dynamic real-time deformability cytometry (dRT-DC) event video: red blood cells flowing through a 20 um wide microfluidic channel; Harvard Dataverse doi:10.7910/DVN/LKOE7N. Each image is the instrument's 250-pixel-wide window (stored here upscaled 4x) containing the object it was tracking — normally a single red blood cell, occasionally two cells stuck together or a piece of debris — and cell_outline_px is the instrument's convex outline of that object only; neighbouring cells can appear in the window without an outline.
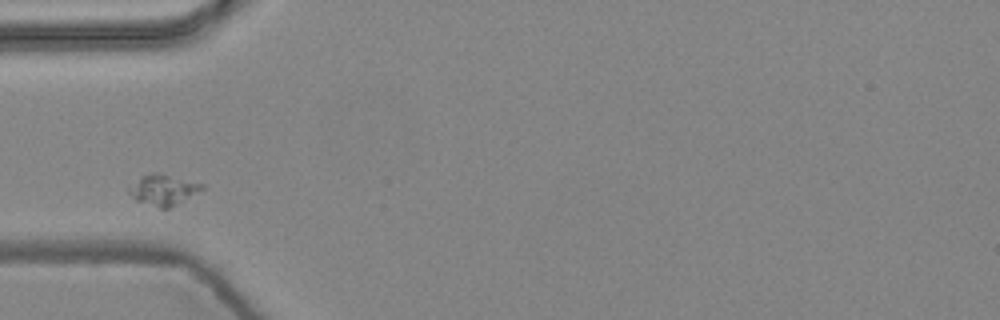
{"species": "common noctule bat (a hibernating species)", "species_latin": "Nyctalus noctula", "temperature_condition": "warm", "stored_images_in_passage": 6, "camera_frame_rate_fps": 3000, "um_per_image_px": 0.085, "animal": {"sex": "female", "body_mass_g": 24.6, "forearm_length_mm": 56.2}, "frame": {"image": 1, "passage_image": 1, "time_ms": 0.0, "image_size_px": [1000, 320], "cell_outline_px": [[204, 188], [176, 204], [168, 208], [160, 208], [136, 200], [128, 192], [128, 188], [140, 176], [152, 172], [160, 172], [204, 184]], "centroid_in_image_um": [13.85, 16.1], "position_along_channel_um": 71.1, "area_um2": 12.89}}
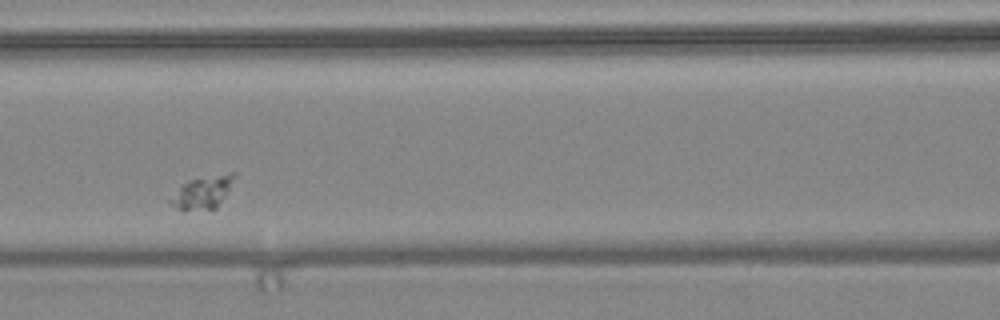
{"frame": {"image": 2, "passage_image": 3, "time_ms": 0.667, "image_size_px": [1000, 320], "cell_outline_px": [[236, 176], [228, 192], [216, 208], [180, 208], [168, 204], [168, 200], [188, 180], [232, 172], [236, 172]], "centroid_in_image_um": [17.27, 16.31], "position_along_channel_um": 149.3, "area_um2": 11.56}}
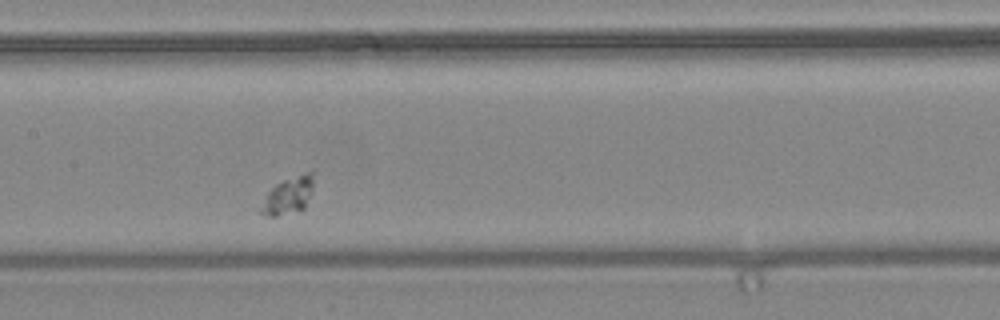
{"frame": {"image": 3, "passage_image": 4, "time_ms": 1.0, "image_size_px": [1000, 320], "cell_outline_px": [[312, 192], [304, 208], [276, 216], [268, 216], [260, 212], [256, 208], [268, 192], [276, 184], [284, 180], [312, 168]], "centroid_in_image_um": [24.47, 16.6], "position_along_channel_um": 182.9, "area_um2": 11.44}}